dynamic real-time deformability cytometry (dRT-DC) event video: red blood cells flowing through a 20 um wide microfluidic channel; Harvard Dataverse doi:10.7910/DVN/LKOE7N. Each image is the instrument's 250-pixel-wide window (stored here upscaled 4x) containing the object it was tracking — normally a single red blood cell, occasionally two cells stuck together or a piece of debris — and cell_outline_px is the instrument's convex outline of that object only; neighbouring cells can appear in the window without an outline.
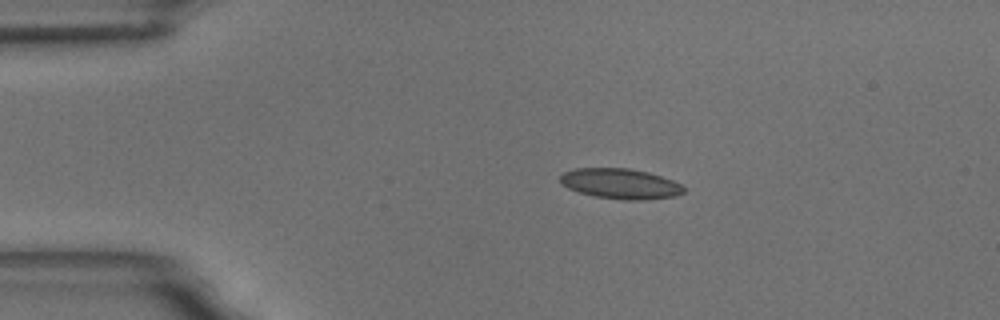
{"species": "common noctule bat (a hibernating species)", "species_latin": "Nyctalus noctula", "temperature_condition": "room temperature", "stored_images_in_passage": 10, "camera_frame_rate_fps": 3000, "um_per_image_px": 0.085, "animal": {"sex": "male", "body_mass_g": 18.8}, "frame": {"image": 1, "passage_image": 2, "time_ms": 1.333, "image_size_px": [1000, 320], "cell_outline_px": [[684, 192], [676, 196], [640, 200], [624, 200], [596, 196], [580, 192], [568, 188], [560, 184], [560, 176], [564, 172], [576, 168], [628, 168], [648, 172], [672, 180], [680, 184], [684, 188]], "centroid_in_image_um": [52.72, 15.61], "position_along_channel_um": 32.3, "area_um2": 21.68}}
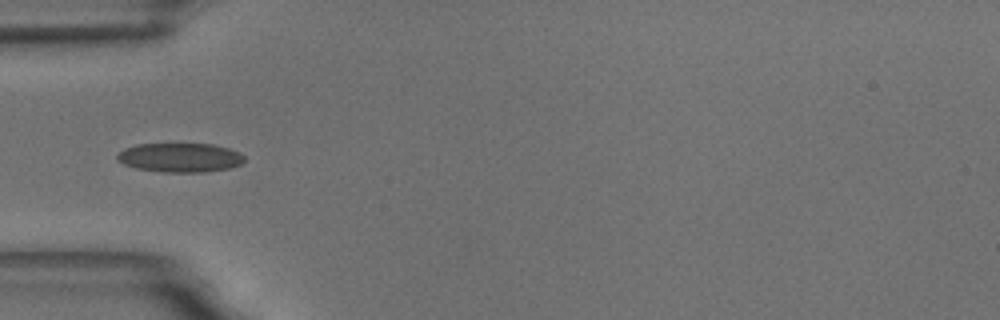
{"frame": {"image": 2, "passage_image": 4, "time_ms": 3.667, "image_size_px": [1000, 320], "cell_outline_px": [[244, 160], [240, 164], [232, 168], [204, 172], [164, 172], [136, 168], [124, 164], [116, 160], [116, 156], [124, 148], [136, 144], [212, 144], [228, 148], [244, 156]], "centroid_in_image_um": [15.28, 13.39], "position_along_channel_um": 69.7, "area_um2": 21.56}}
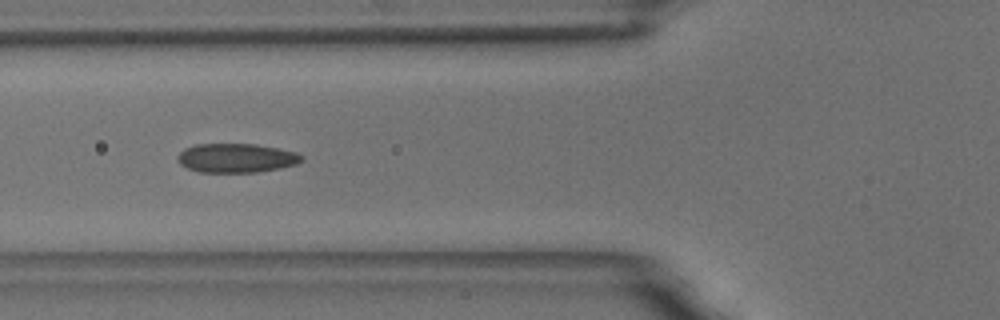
{"frame": {"image": 3, "passage_image": 5, "time_ms": 4.667, "image_size_px": [1000, 320], "cell_outline_px": [[304, 160], [296, 164], [280, 168], [256, 172], [196, 172], [180, 164], [176, 160], [176, 156], [184, 148], [196, 144], [256, 144], [296, 152], [304, 156]], "centroid_in_image_um": [20.06, 13.43], "position_along_channel_um": 105.7, "area_um2": 21.15}}